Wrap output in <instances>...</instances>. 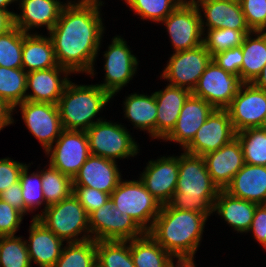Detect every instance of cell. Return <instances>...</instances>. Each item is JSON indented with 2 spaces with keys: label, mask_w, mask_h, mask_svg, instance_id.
Segmentation results:
<instances>
[{
  "label": "cell",
  "mask_w": 266,
  "mask_h": 267,
  "mask_svg": "<svg viewBox=\"0 0 266 267\" xmlns=\"http://www.w3.org/2000/svg\"><path fill=\"white\" fill-rule=\"evenodd\" d=\"M101 0H67L59 19L47 35L51 37L58 65L71 74L94 77V64L105 33Z\"/></svg>",
  "instance_id": "1"
},
{
  "label": "cell",
  "mask_w": 266,
  "mask_h": 267,
  "mask_svg": "<svg viewBox=\"0 0 266 267\" xmlns=\"http://www.w3.org/2000/svg\"><path fill=\"white\" fill-rule=\"evenodd\" d=\"M208 218L200 212L179 210L165 204L148 233L176 260H194Z\"/></svg>",
  "instance_id": "2"
},
{
  "label": "cell",
  "mask_w": 266,
  "mask_h": 267,
  "mask_svg": "<svg viewBox=\"0 0 266 267\" xmlns=\"http://www.w3.org/2000/svg\"><path fill=\"white\" fill-rule=\"evenodd\" d=\"M220 189L210 177L204 157L186 152L179 155V172L171 207L179 210L200 212L208 217Z\"/></svg>",
  "instance_id": "3"
},
{
  "label": "cell",
  "mask_w": 266,
  "mask_h": 267,
  "mask_svg": "<svg viewBox=\"0 0 266 267\" xmlns=\"http://www.w3.org/2000/svg\"><path fill=\"white\" fill-rule=\"evenodd\" d=\"M112 98L108 91L97 84L78 85L69 81L57 103L63 129L86 131L103 120L102 117H95Z\"/></svg>",
  "instance_id": "4"
},
{
  "label": "cell",
  "mask_w": 266,
  "mask_h": 267,
  "mask_svg": "<svg viewBox=\"0 0 266 267\" xmlns=\"http://www.w3.org/2000/svg\"><path fill=\"white\" fill-rule=\"evenodd\" d=\"M37 219L65 243L91 239L89 217L73 194L48 206Z\"/></svg>",
  "instance_id": "5"
},
{
  "label": "cell",
  "mask_w": 266,
  "mask_h": 267,
  "mask_svg": "<svg viewBox=\"0 0 266 267\" xmlns=\"http://www.w3.org/2000/svg\"><path fill=\"white\" fill-rule=\"evenodd\" d=\"M91 155L117 161L135 157L139 145L121 123L103 119L86 130Z\"/></svg>",
  "instance_id": "6"
},
{
  "label": "cell",
  "mask_w": 266,
  "mask_h": 267,
  "mask_svg": "<svg viewBox=\"0 0 266 267\" xmlns=\"http://www.w3.org/2000/svg\"><path fill=\"white\" fill-rule=\"evenodd\" d=\"M110 198L118 210L131 216L145 232L151 229L161 209L160 203L139 178L122 179Z\"/></svg>",
  "instance_id": "7"
},
{
  "label": "cell",
  "mask_w": 266,
  "mask_h": 267,
  "mask_svg": "<svg viewBox=\"0 0 266 267\" xmlns=\"http://www.w3.org/2000/svg\"><path fill=\"white\" fill-rule=\"evenodd\" d=\"M91 238L95 241H128L146 232L127 213H122L111 198L89 216Z\"/></svg>",
  "instance_id": "8"
},
{
  "label": "cell",
  "mask_w": 266,
  "mask_h": 267,
  "mask_svg": "<svg viewBox=\"0 0 266 267\" xmlns=\"http://www.w3.org/2000/svg\"><path fill=\"white\" fill-rule=\"evenodd\" d=\"M129 47L126 40L117 35L112 38L108 50L103 52L105 78L103 83L97 85L108 91L112 97L127 86V83L137 74L139 60Z\"/></svg>",
  "instance_id": "9"
},
{
  "label": "cell",
  "mask_w": 266,
  "mask_h": 267,
  "mask_svg": "<svg viewBox=\"0 0 266 267\" xmlns=\"http://www.w3.org/2000/svg\"><path fill=\"white\" fill-rule=\"evenodd\" d=\"M211 60L212 56L203 44L193 49L174 52L160 74V79L192 93Z\"/></svg>",
  "instance_id": "10"
},
{
  "label": "cell",
  "mask_w": 266,
  "mask_h": 267,
  "mask_svg": "<svg viewBox=\"0 0 266 267\" xmlns=\"http://www.w3.org/2000/svg\"><path fill=\"white\" fill-rule=\"evenodd\" d=\"M161 23L167 29L173 52L193 49L203 43L200 14L192 0L183 1Z\"/></svg>",
  "instance_id": "11"
},
{
  "label": "cell",
  "mask_w": 266,
  "mask_h": 267,
  "mask_svg": "<svg viewBox=\"0 0 266 267\" xmlns=\"http://www.w3.org/2000/svg\"><path fill=\"white\" fill-rule=\"evenodd\" d=\"M44 153L52 167L73 179L91 155L86 131L64 129L55 143Z\"/></svg>",
  "instance_id": "12"
},
{
  "label": "cell",
  "mask_w": 266,
  "mask_h": 267,
  "mask_svg": "<svg viewBox=\"0 0 266 267\" xmlns=\"http://www.w3.org/2000/svg\"><path fill=\"white\" fill-rule=\"evenodd\" d=\"M18 106V107H17ZM13 108L18 109L29 132L38 140L46 152L61 135L63 129L58 106L52 103L25 100Z\"/></svg>",
  "instance_id": "13"
},
{
  "label": "cell",
  "mask_w": 266,
  "mask_h": 267,
  "mask_svg": "<svg viewBox=\"0 0 266 267\" xmlns=\"http://www.w3.org/2000/svg\"><path fill=\"white\" fill-rule=\"evenodd\" d=\"M226 110L236 133L265 127L266 91L252 83H243Z\"/></svg>",
  "instance_id": "14"
},
{
  "label": "cell",
  "mask_w": 266,
  "mask_h": 267,
  "mask_svg": "<svg viewBox=\"0 0 266 267\" xmlns=\"http://www.w3.org/2000/svg\"><path fill=\"white\" fill-rule=\"evenodd\" d=\"M242 84L238 75L225 71L211 60L192 94L204 99L215 109H226Z\"/></svg>",
  "instance_id": "15"
},
{
  "label": "cell",
  "mask_w": 266,
  "mask_h": 267,
  "mask_svg": "<svg viewBox=\"0 0 266 267\" xmlns=\"http://www.w3.org/2000/svg\"><path fill=\"white\" fill-rule=\"evenodd\" d=\"M234 138H236V131L228 111L215 109L183 151L203 157L228 144Z\"/></svg>",
  "instance_id": "16"
},
{
  "label": "cell",
  "mask_w": 266,
  "mask_h": 267,
  "mask_svg": "<svg viewBox=\"0 0 266 267\" xmlns=\"http://www.w3.org/2000/svg\"><path fill=\"white\" fill-rule=\"evenodd\" d=\"M178 172L179 156H162L148 161L139 179L162 206L168 204L175 193Z\"/></svg>",
  "instance_id": "17"
},
{
  "label": "cell",
  "mask_w": 266,
  "mask_h": 267,
  "mask_svg": "<svg viewBox=\"0 0 266 267\" xmlns=\"http://www.w3.org/2000/svg\"><path fill=\"white\" fill-rule=\"evenodd\" d=\"M192 1L198 8L202 30L221 28L251 30L246 22L239 2L227 0Z\"/></svg>",
  "instance_id": "18"
},
{
  "label": "cell",
  "mask_w": 266,
  "mask_h": 267,
  "mask_svg": "<svg viewBox=\"0 0 266 267\" xmlns=\"http://www.w3.org/2000/svg\"><path fill=\"white\" fill-rule=\"evenodd\" d=\"M214 110L204 99L191 93L183 104L175 127L163 141L175 142L183 150Z\"/></svg>",
  "instance_id": "19"
},
{
  "label": "cell",
  "mask_w": 266,
  "mask_h": 267,
  "mask_svg": "<svg viewBox=\"0 0 266 267\" xmlns=\"http://www.w3.org/2000/svg\"><path fill=\"white\" fill-rule=\"evenodd\" d=\"M62 74V77H61ZM71 73L61 66L27 73L26 100L31 102L58 103Z\"/></svg>",
  "instance_id": "20"
},
{
  "label": "cell",
  "mask_w": 266,
  "mask_h": 267,
  "mask_svg": "<svg viewBox=\"0 0 266 267\" xmlns=\"http://www.w3.org/2000/svg\"><path fill=\"white\" fill-rule=\"evenodd\" d=\"M118 162L90 155L72 179L73 186H84L111 194L122 180Z\"/></svg>",
  "instance_id": "21"
},
{
  "label": "cell",
  "mask_w": 266,
  "mask_h": 267,
  "mask_svg": "<svg viewBox=\"0 0 266 267\" xmlns=\"http://www.w3.org/2000/svg\"><path fill=\"white\" fill-rule=\"evenodd\" d=\"M20 13H14L13 24L24 33L46 27L49 32L59 19L65 2L60 0H18Z\"/></svg>",
  "instance_id": "22"
},
{
  "label": "cell",
  "mask_w": 266,
  "mask_h": 267,
  "mask_svg": "<svg viewBox=\"0 0 266 267\" xmlns=\"http://www.w3.org/2000/svg\"><path fill=\"white\" fill-rule=\"evenodd\" d=\"M203 157L210 177L220 190H225L234 175L245 165L241 144L237 138Z\"/></svg>",
  "instance_id": "23"
},
{
  "label": "cell",
  "mask_w": 266,
  "mask_h": 267,
  "mask_svg": "<svg viewBox=\"0 0 266 267\" xmlns=\"http://www.w3.org/2000/svg\"><path fill=\"white\" fill-rule=\"evenodd\" d=\"M28 238L26 244L31 264L34 263L38 267H54L65 242L37 218L31 219Z\"/></svg>",
  "instance_id": "24"
},
{
  "label": "cell",
  "mask_w": 266,
  "mask_h": 267,
  "mask_svg": "<svg viewBox=\"0 0 266 267\" xmlns=\"http://www.w3.org/2000/svg\"><path fill=\"white\" fill-rule=\"evenodd\" d=\"M190 94L187 89L169 84L163 90L154 92L157 104L156 139L163 140L172 131Z\"/></svg>",
  "instance_id": "25"
},
{
  "label": "cell",
  "mask_w": 266,
  "mask_h": 267,
  "mask_svg": "<svg viewBox=\"0 0 266 267\" xmlns=\"http://www.w3.org/2000/svg\"><path fill=\"white\" fill-rule=\"evenodd\" d=\"M231 196L258 205L266 202V166L245 165L234 175L225 188Z\"/></svg>",
  "instance_id": "26"
},
{
  "label": "cell",
  "mask_w": 266,
  "mask_h": 267,
  "mask_svg": "<svg viewBox=\"0 0 266 267\" xmlns=\"http://www.w3.org/2000/svg\"><path fill=\"white\" fill-rule=\"evenodd\" d=\"M257 205L220 190L213 205V214L217 213L233 231L248 233Z\"/></svg>",
  "instance_id": "27"
},
{
  "label": "cell",
  "mask_w": 266,
  "mask_h": 267,
  "mask_svg": "<svg viewBox=\"0 0 266 267\" xmlns=\"http://www.w3.org/2000/svg\"><path fill=\"white\" fill-rule=\"evenodd\" d=\"M59 66L50 36L23 32L22 68L28 73Z\"/></svg>",
  "instance_id": "28"
},
{
  "label": "cell",
  "mask_w": 266,
  "mask_h": 267,
  "mask_svg": "<svg viewBox=\"0 0 266 267\" xmlns=\"http://www.w3.org/2000/svg\"><path fill=\"white\" fill-rule=\"evenodd\" d=\"M123 101L124 117L140 131L149 133V137L156 139L157 104L154 93H131Z\"/></svg>",
  "instance_id": "29"
},
{
  "label": "cell",
  "mask_w": 266,
  "mask_h": 267,
  "mask_svg": "<svg viewBox=\"0 0 266 267\" xmlns=\"http://www.w3.org/2000/svg\"><path fill=\"white\" fill-rule=\"evenodd\" d=\"M241 48L243 61L240 79L243 83H252L266 65V31L247 34Z\"/></svg>",
  "instance_id": "30"
},
{
  "label": "cell",
  "mask_w": 266,
  "mask_h": 267,
  "mask_svg": "<svg viewBox=\"0 0 266 267\" xmlns=\"http://www.w3.org/2000/svg\"><path fill=\"white\" fill-rule=\"evenodd\" d=\"M130 253L135 267H172L175 258L146 232L130 240Z\"/></svg>",
  "instance_id": "31"
},
{
  "label": "cell",
  "mask_w": 266,
  "mask_h": 267,
  "mask_svg": "<svg viewBox=\"0 0 266 267\" xmlns=\"http://www.w3.org/2000/svg\"><path fill=\"white\" fill-rule=\"evenodd\" d=\"M42 191L45 198V209L57 204L73 194V181L49 163L42 170Z\"/></svg>",
  "instance_id": "32"
},
{
  "label": "cell",
  "mask_w": 266,
  "mask_h": 267,
  "mask_svg": "<svg viewBox=\"0 0 266 267\" xmlns=\"http://www.w3.org/2000/svg\"><path fill=\"white\" fill-rule=\"evenodd\" d=\"M27 72L0 66V97L12 108L26 100Z\"/></svg>",
  "instance_id": "33"
},
{
  "label": "cell",
  "mask_w": 266,
  "mask_h": 267,
  "mask_svg": "<svg viewBox=\"0 0 266 267\" xmlns=\"http://www.w3.org/2000/svg\"><path fill=\"white\" fill-rule=\"evenodd\" d=\"M97 267H135L128 241H96Z\"/></svg>",
  "instance_id": "34"
},
{
  "label": "cell",
  "mask_w": 266,
  "mask_h": 267,
  "mask_svg": "<svg viewBox=\"0 0 266 267\" xmlns=\"http://www.w3.org/2000/svg\"><path fill=\"white\" fill-rule=\"evenodd\" d=\"M54 267H97L96 241L66 243Z\"/></svg>",
  "instance_id": "35"
},
{
  "label": "cell",
  "mask_w": 266,
  "mask_h": 267,
  "mask_svg": "<svg viewBox=\"0 0 266 267\" xmlns=\"http://www.w3.org/2000/svg\"><path fill=\"white\" fill-rule=\"evenodd\" d=\"M244 161L250 165L266 166V128H249L236 133Z\"/></svg>",
  "instance_id": "36"
},
{
  "label": "cell",
  "mask_w": 266,
  "mask_h": 267,
  "mask_svg": "<svg viewBox=\"0 0 266 267\" xmlns=\"http://www.w3.org/2000/svg\"><path fill=\"white\" fill-rule=\"evenodd\" d=\"M31 163L27 164L21 174L19 183L22 188V195L24 201V208L31 213L38 210L43 205L41 213H37L32 219L38 218L45 210V198L42 191V170L39 169L36 172L29 173L28 168ZM29 173V174H28Z\"/></svg>",
  "instance_id": "37"
},
{
  "label": "cell",
  "mask_w": 266,
  "mask_h": 267,
  "mask_svg": "<svg viewBox=\"0 0 266 267\" xmlns=\"http://www.w3.org/2000/svg\"><path fill=\"white\" fill-rule=\"evenodd\" d=\"M185 0H124L135 15L141 20L155 23L163 21Z\"/></svg>",
  "instance_id": "38"
},
{
  "label": "cell",
  "mask_w": 266,
  "mask_h": 267,
  "mask_svg": "<svg viewBox=\"0 0 266 267\" xmlns=\"http://www.w3.org/2000/svg\"><path fill=\"white\" fill-rule=\"evenodd\" d=\"M251 32L252 30H233L229 28L203 30L202 44L213 56L218 52L241 46L245 36Z\"/></svg>",
  "instance_id": "39"
},
{
  "label": "cell",
  "mask_w": 266,
  "mask_h": 267,
  "mask_svg": "<svg viewBox=\"0 0 266 267\" xmlns=\"http://www.w3.org/2000/svg\"><path fill=\"white\" fill-rule=\"evenodd\" d=\"M0 236V267H32L26 239Z\"/></svg>",
  "instance_id": "40"
},
{
  "label": "cell",
  "mask_w": 266,
  "mask_h": 267,
  "mask_svg": "<svg viewBox=\"0 0 266 267\" xmlns=\"http://www.w3.org/2000/svg\"><path fill=\"white\" fill-rule=\"evenodd\" d=\"M23 31L13 26L0 35V66L22 68Z\"/></svg>",
  "instance_id": "41"
},
{
  "label": "cell",
  "mask_w": 266,
  "mask_h": 267,
  "mask_svg": "<svg viewBox=\"0 0 266 267\" xmlns=\"http://www.w3.org/2000/svg\"><path fill=\"white\" fill-rule=\"evenodd\" d=\"M246 22L252 31H266V0H240Z\"/></svg>",
  "instance_id": "42"
},
{
  "label": "cell",
  "mask_w": 266,
  "mask_h": 267,
  "mask_svg": "<svg viewBox=\"0 0 266 267\" xmlns=\"http://www.w3.org/2000/svg\"><path fill=\"white\" fill-rule=\"evenodd\" d=\"M73 195L85 208L88 216L103 206L110 198V194L108 193L84 186H73Z\"/></svg>",
  "instance_id": "43"
},
{
  "label": "cell",
  "mask_w": 266,
  "mask_h": 267,
  "mask_svg": "<svg viewBox=\"0 0 266 267\" xmlns=\"http://www.w3.org/2000/svg\"><path fill=\"white\" fill-rule=\"evenodd\" d=\"M24 215L0 199V236H15Z\"/></svg>",
  "instance_id": "44"
},
{
  "label": "cell",
  "mask_w": 266,
  "mask_h": 267,
  "mask_svg": "<svg viewBox=\"0 0 266 267\" xmlns=\"http://www.w3.org/2000/svg\"><path fill=\"white\" fill-rule=\"evenodd\" d=\"M212 60L225 71L240 77L243 61L241 46L218 52L212 56Z\"/></svg>",
  "instance_id": "45"
},
{
  "label": "cell",
  "mask_w": 266,
  "mask_h": 267,
  "mask_svg": "<svg viewBox=\"0 0 266 267\" xmlns=\"http://www.w3.org/2000/svg\"><path fill=\"white\" fill-rule=\"evenodd\" d=\"M26 165L9 157L0 159V193L19 182L20 174Z\"/></svg>",
  "instance_id": "46"
},
{
  "label": "cell",
  "mask_w": 266,
  "mask_h": 267,
  "mask_svg": "<svg viewBox=\"0 0 266 267\" xmlns=\"http://www.w3.org/2000/svg\"><path fill=\"white\" fill-rule=\"evenodd\" d=\"M249 233L252 232L253 238L266 251V205L260 204L256 206L252 224Z\"/></svg>",
  "instance_id": "47"
},
{
  "label": "cell",
  "mask_w": 266,
  "mask_h": 267,
  "mask_svg": "<svg viewBox=\"0 0 266 267\" xmlns=\"http://www.w3.org/2000/svg\"><path fill=\"white\" fill-rule=\"evenodd\" d=\"M0 199L20 211L24 216L29 214V212L24 208L22 188L19 182L9 186L1 192Z\"/></svg>",
  "instance_id": "48"
},
{
  "label": "cell",
  "mask_w": 266,
  "mask_h": 267,
  "mask_svg": "<svg viewBox=\"0 0 266 267\" xmlns=\"http://www.w3.org/2000/svg\"><path fill=\"white\" fill-rule=\"evenodd\" d=\"M13 108L0 97V132L8 125L14 124Z\"/></svg>",
  "instance_id": "49"
},
{
  "label": "cell",
  "mask_w": 266,
  "mask_h": 267,
  "mask_svg": "<svg viewBox=\"0 0 266 267\" xmlns=\"http://www.w3.org/2000/svg\"><path fill=\"white\" fill-rule=\"evenodd\" d=\"M13 26V16L9 11L0 9V35L5 34Z\"/></svg>",
  "instance_id": "50"
},
{
  "label": "cell",
  "mask_w": 266,
  "mask_h": 267,
  "mask_svg": "<svg viewBox=\"0 0 266 267\" xmlns=\"http://www.w3.org/2000/svg\"><path fill=\"white\" fill-rule=\"evenodd\" d=\"M254 86L257 88L263 89L266 91V65L260 72V74L256 77V79L252 82Z\"/></svg>",
  "instance_id": "51"
},
{
  "label": "cell",
  "mask_w": 266,
  "mask_h": 267,
  "mask_svg": "<svg viewBox=\"0 0 266 267\" xmlns=\"http://www.w3.org/2000/svg\"><path fill=\"white\" fill-rule=\"evenodd\" d=\"M173 267H196L194 260H177Z\"/></svg>",
  "instance_id": "52"
},
{
  "label": "cell",
  "mask_w": 266,
  "mask_h": 267,
  "mask_svg": "<svg viewBox=\"0 0 266 267\" xmlns=\"http://www.w3.org/2000/svg\"><path fill=\"white\" fill-rule=\"evenodd\" d=\"M17 1L18 0H0V9L9 11V13L14 16L15 11H10L7 7L10 6L12 3H17Z\"/></svg>",
  "instance_id": "53"
},
{
  "label": "cell",
  "mask_w": 266,
  "mask_h": 267,
  "mask_svg": "<svg viewBox=\"0 0 266 267\" xmlns=\"http://www.w3.org/2000/svg\"><path fill=\"white\" fill-rule=\"evenodd\" d=\"M227 1L240 2V0H227Z\"/></svg>",
  "instance_id": "54"
}]
</instances>
